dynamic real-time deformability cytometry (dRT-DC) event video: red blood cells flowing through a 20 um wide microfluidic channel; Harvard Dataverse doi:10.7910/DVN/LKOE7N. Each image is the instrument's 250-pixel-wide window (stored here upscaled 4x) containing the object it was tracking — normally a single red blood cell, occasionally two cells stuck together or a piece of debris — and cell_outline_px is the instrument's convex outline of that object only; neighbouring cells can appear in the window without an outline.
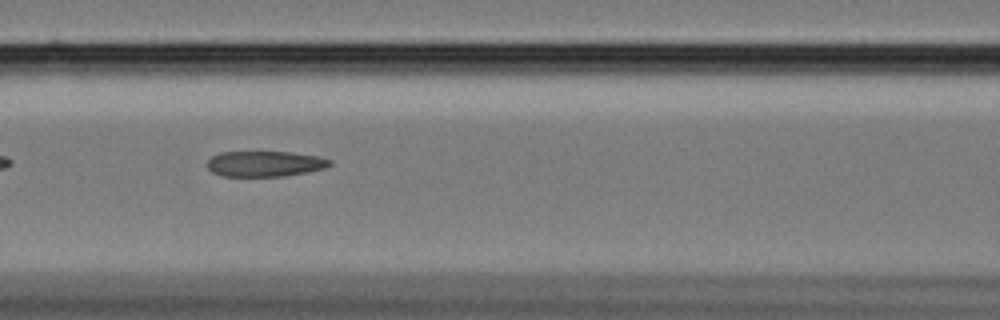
{"species": "Egyptian fruit bat (a non-hibernating species)", "species_latin": "Rousettus aegyptiacus", "temperature_condition": "cold", "stored_images_in_passage": 35, "camera_frame_rate_fps": 3000, "um_per_image_px": 0.085, "animal": {"sex": "female"}, "frame": {"image": 1, "passage_image": 7, "time_ms": 2.0, "image_size_px": [1000, 320], "cell_outline_px": [[332, 164], [324, 168], [308, 172], [284, 176], [220, 176], [212, 172], [208, 168], [208, 160], [212, 156], [220, 152], [292, 152], [320, 156], [332, 160]], "centroid_in_image_um": [22.54, 13.92], "position_along_channel_um": 144.1, "area_um2": 18.38}}
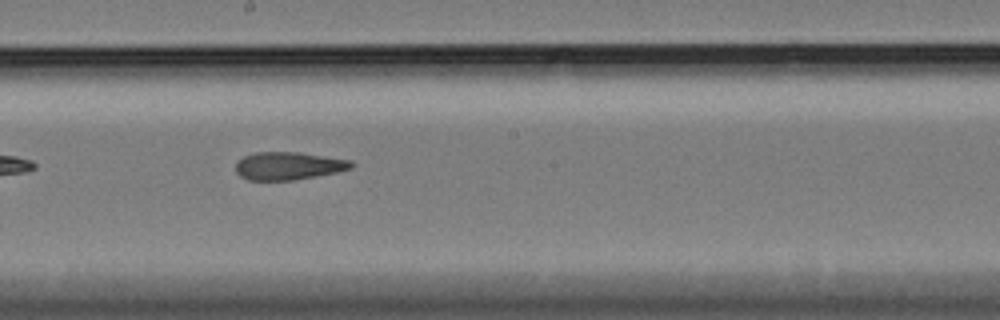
{"frame": {"image": 2, "passage_image": 14, "time_ms": 4.333, "image_size_px": [1000, 320], "cell_outline_px": [[356, 164], [352, 168], [336, 172], [316, 176], [292, 180], [248, 180], [240, 176], [236, 172], [236, 164], [244, 156], [256, 152], [296, 152], [352, 160]], "centroid_in_image_um": [24.54, 14.1], "position_along_channel_um": 223.7, "area_um2": 18.67}}
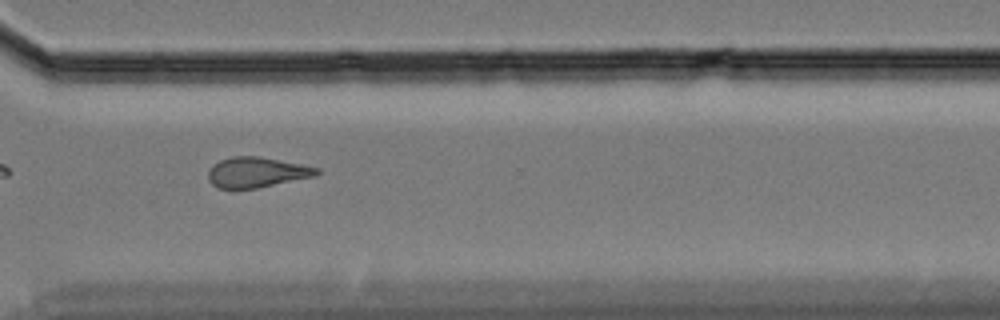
{"frame": {"image": 3, "passage_image": 25, "time_ms": 8.0, "image_size_px": [1000, 320], "cell_outline_px": [[320, 172], [316, 176], [256, 188], [216, 188], [208, 180], [208, 172], [220, 160], [232, 156], [260, 156], [320, 168]], "centroid_in_image_um": [21.84, 14.64], "position_along_channel_um": 348.8, "area_um2": 19.02}}